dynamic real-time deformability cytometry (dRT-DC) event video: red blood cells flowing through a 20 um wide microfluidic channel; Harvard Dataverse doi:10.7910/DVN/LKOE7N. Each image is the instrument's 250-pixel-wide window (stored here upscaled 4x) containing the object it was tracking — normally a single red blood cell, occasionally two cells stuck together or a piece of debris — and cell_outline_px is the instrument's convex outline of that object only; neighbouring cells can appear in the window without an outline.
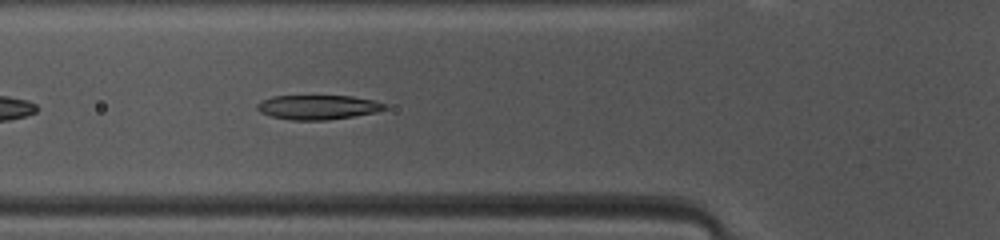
{"species": "common noctule bat (a hibernating species)", "species_latin": "Nyctalus noctula", "temperature_condition": "warm", "stored_images_in_passage": 38, "camera_frame_rate_fps": 3000, "um_per_image_px": 0.085, "animal": {"sex": "female", "body_mass_g": 10.0, "forearm_length_mm": 53.1}, "frame": {"image": 1, "passage_image": 6, "time_ms": 1.667, "image_size_px": [1000, 240], "cell_outline_px": [[388, 108], [376, 112], [328, 120], [292, 120], [272, 116], [260, 112], [256, 108], [256, 104], [260, 100], [272, 96], [352, 96], [372, 100], [388, 104]], "centroid_in_image_um": [27.01, 9.11], "position_along_channel_um": 98.8, "area_um2": 18.21}}
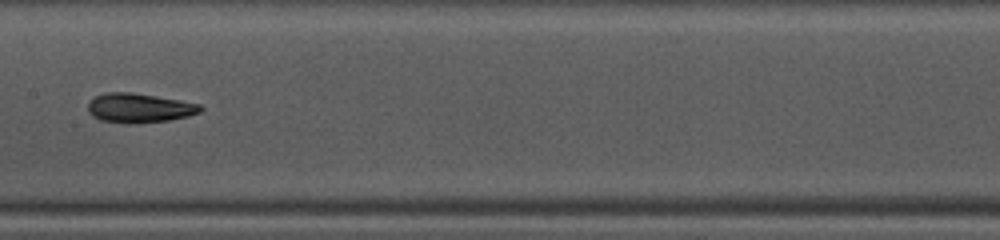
{"frame": {"image": 2, "passage_image": 13, "time_ms": 4.0, "image_size_px": [1000, 240], "cell_outline_px": [[204, 108], [200, 112], [188, 116], [168, 120], [100, 120], [92, 116], [88, 112], [88, 100], [104, 92], [132, 92], [180, 100], [200, 104]], "centroid_in_image_um": [11.84, 9.11], "position_along_channel_um": 195.6, "area_um2": 18.38}}
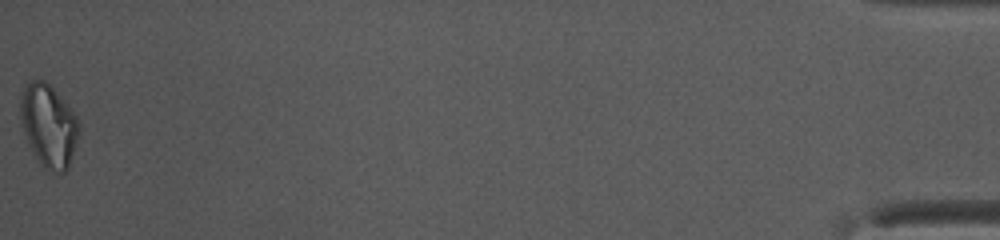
{"frame": {"image": 3, "passage_image": 38, "time_ms": 12.333, "image_size_px": [1000, 240], "cell_outline_px": [[80, 128], [68, 168], [64, 172], [48, 172], [40, 164], [28, 144], [20, 120], [20, 92], [24, 84], [32, 80], [44, 80], [52, 88], [80, 120]], "centroid_in_image_um": [4.1, 10.68], "position_along_channel_um": 431.1, "area_um2": 28.21}, "authors_computed_cell_mechanics": {"area_um2": 18.9295, "velocity_mm_per_s": 4.1222, "shape_relaxation_time_tau1_ms": 3.9934, "shape_relaxation_time_tau2_ms": 3.3287, "deformation_change_tau1": 0.1684, "deformation_change_tau2": 0.0832}}